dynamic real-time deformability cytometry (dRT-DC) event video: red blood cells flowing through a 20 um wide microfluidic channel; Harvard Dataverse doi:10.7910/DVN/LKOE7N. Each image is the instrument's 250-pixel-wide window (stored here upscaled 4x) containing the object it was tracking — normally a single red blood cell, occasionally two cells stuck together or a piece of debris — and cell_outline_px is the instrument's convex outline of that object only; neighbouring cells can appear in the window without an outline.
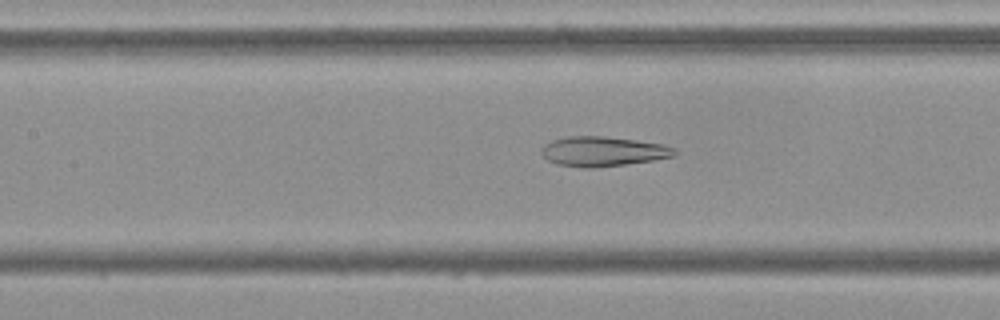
{"species": "Egyptian fruit bat (a non-hibernating species)", "species_latin": "Rousettus aegyptiacus", "temperature_condition": "cold", "stored_images_in_passage": 54, "camera_frame_rate_fps": 3000, "um_per_image_px": 0.085, "frame": {"image": 1, "passage_image": 24, "time_ms": 7.667, "image_size_px": [1000, 320], "cell_outline_px": [[676, 156], [652, 160], [596, 168], [584, 168], [556, 164], [548, 160], [540, 152], [540, 148], [544, 144], [552, 140], [568, 136], [604, 136], [664, 144], [676, 148]], "centroid_in_image_um": [51.23, 12.87], "position_along_channel_um": 156.2, "area_um2": 23.18}}
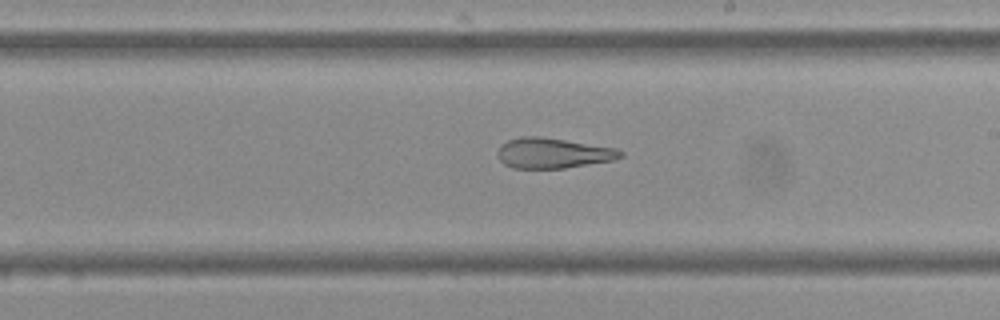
{"frame": {"image": 2, "passage_image": 31, "time_ms": 10.0, "image_size_px": [1000, 320], "cell_outline_px": [[624, 156], [612, 160], [564, 168], [512, 168], [504, 164], [496, 156], [496, 152], [500, 144], [508, 140], [520, 136], [540, 136], [616, 148], [624, 152]], "centroid_in_image_um": [46.95, 13.01], "position_along_channel_um": 242.0, "area_um2": 21.79}}
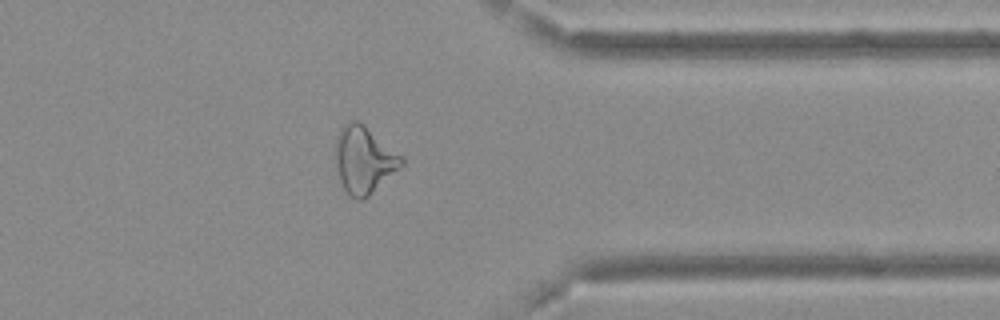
{"frame": {"image": 3, "passage_image": 43, "time_ms": 14.0, "image_size_px": [1000, 320], "cell_outline_px": [[404, 164], [400, 168], [364, 200], [356, 200], [344, 188], [340, 180], [336, 160], [336, 136], [340, 128], [348, 120], [356, 120], [364, 124], [400, 156], [404, 160]], "centroid_in_image_um": [30.92, 13.58], "position_along_channel_um": 380.5, "area_um2": 25.32}, "authors_computed_cell_mechanics": {"area_um2": 26.9637, "velocity_mm_per_s": 3.6893, "shape_relaxation_time_tau1_ms": null, "shape_relaxation_time_tau2_ms": 2.8947, "deformation_change_tau1": null, "deformation_change_tau2": 0.1218}}